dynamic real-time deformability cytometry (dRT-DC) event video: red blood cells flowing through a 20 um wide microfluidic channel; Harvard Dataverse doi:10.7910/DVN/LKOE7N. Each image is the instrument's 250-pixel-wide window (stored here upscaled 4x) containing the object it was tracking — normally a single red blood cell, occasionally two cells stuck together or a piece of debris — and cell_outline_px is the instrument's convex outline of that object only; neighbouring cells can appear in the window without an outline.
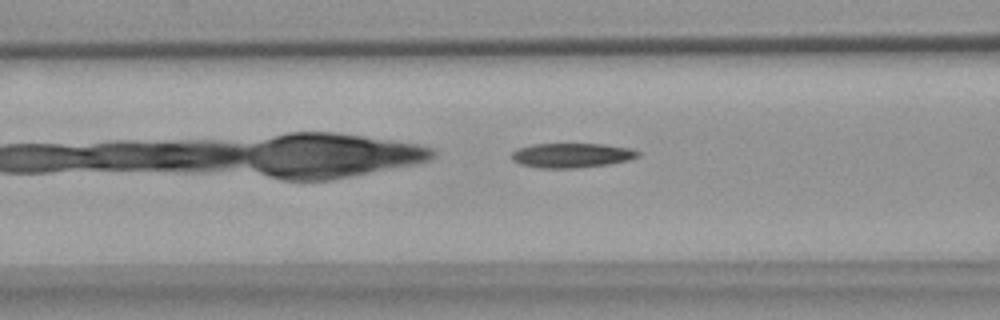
{"species": "common noctule bat (a hibernating species)", "species_latin": "Nyctalus noctula", "temperature_condition": "warm", "stored_images_in_passage": 5, "camera_frame_rate_fps": 3000, "um_per_image_px": 0.085, "animal": {"sex": "female", "body_mass_g": 18.4}, "frame": {"image": 1, "passage_image": 5, "time_ms": 5.667, "image_size_px": [1000, 320], "cell_outline_px": [[640, 156], [628, 160], [608, 164], [576, 168], [540, 168], [520, 164], [512, 160], [512, 152], [520, 148], [532, 144], [604, 144], [632, 148], [640, 152]], "centroid_in_image_um": [48.62, 13.2], "position_along_channel_um": 118.0, "area_um2": 18.09}}